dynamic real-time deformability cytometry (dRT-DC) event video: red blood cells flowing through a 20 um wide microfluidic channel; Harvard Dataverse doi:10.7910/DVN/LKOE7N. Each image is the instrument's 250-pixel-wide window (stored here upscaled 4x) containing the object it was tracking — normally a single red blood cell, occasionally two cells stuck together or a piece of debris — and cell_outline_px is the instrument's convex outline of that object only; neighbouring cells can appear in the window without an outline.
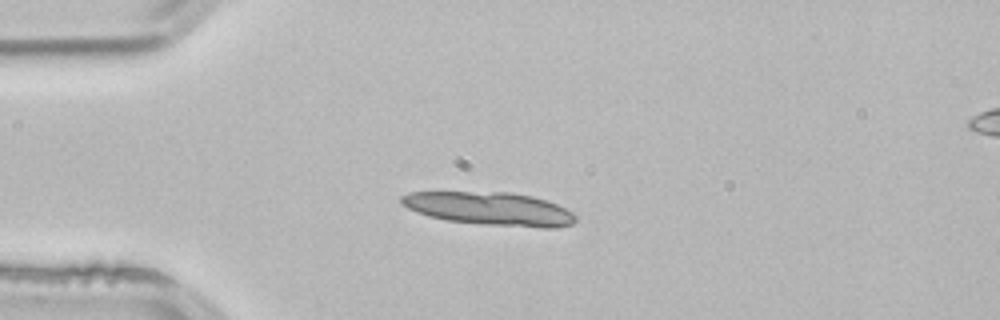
{"species": "common noctule bat (a hibernating species)", "species_latin": "Nyctalus noctula", "temperature_condition": "room temperature", "stored_images_in_passage": 3, "segment_of_instrument_passage": [1, 2], "camera_frame_rate_fps": 3000, "um_per_image_px": 0.085, "animal": {"sex": "male", "body_mass_g": 21.5, "forearm_length_mm": 52.0}, "frame": {"image": 1, "passage_image": 2, "time_ms": 0.333, "image_size_px": [1000, 320], "cell_outline_px": [[576, 220], [572, 224], [556, 228], [540, 228], [484, 224], [448, 220], [428, 216], [416, 212], [400, 204], [400, 196], [408, 192], [512, 192], [532, 196], [556, 204], [572, 212], [576, 216]], "centroid_in_image_um": [41.62, 17.74], "position_along_channel_um": 43.4, "area_um2": 33.76}}